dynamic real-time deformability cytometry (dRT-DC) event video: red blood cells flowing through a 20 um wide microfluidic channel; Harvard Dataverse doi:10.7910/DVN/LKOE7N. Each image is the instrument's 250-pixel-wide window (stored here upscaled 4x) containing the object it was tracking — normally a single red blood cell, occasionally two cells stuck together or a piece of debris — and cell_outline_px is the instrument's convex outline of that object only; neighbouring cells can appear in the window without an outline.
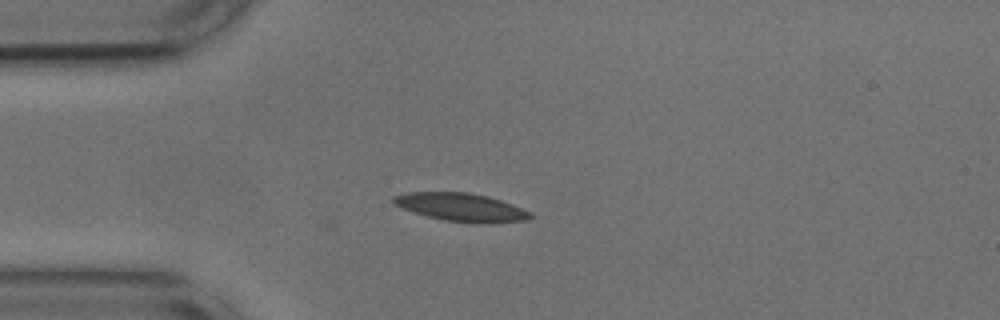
{"species": "common noctule bat (a hibernating species)", "species_latin": "Nyctalus noctula", "temperature_condition": "cold", "stored_images_in_passage": 2, "camera_frame_rate_fps": 3000, "um_per_image_px": 0.085, "animal": {"sex": "male", "body_mass_g": 17.9, "forearm_length_mm": 54.2}, "frame": {"image": 1, "passage_image": 2, "time_ms": 0.333, "image_size_px": [1000, 320], "cell_outline_px": [[536, 216], [528, 220], [488, 224], [444, 220], [428, 216], [392, 204], [392, 196], [408, 192], [468, 192], [488, 196], [512, 204], [532, 212]], "centroid_in_image_um": [39.26, 17.61], "position_along_channel_um": 45.7, "area_um2": 22.54}}